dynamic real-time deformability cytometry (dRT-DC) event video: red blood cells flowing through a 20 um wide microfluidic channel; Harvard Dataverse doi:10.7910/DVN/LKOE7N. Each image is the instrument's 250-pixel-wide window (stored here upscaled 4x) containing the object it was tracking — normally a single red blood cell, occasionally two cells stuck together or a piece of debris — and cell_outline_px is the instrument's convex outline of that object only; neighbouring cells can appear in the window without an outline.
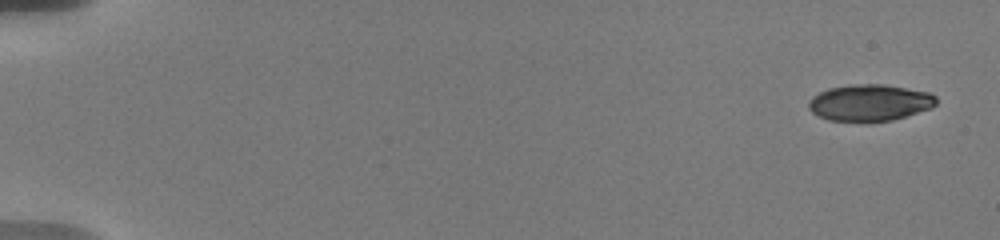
{"species": "human", "species_latin": "Homo sapiens", "temperature_condition": "warm", "stored_images_in_passage": 11, "camera_frame_rate_fps": 3000, "um_per_image_px": 0.085, "donor": {"sex": "male"}, "frame": {"image": 1, "passage_image": 1, "time_ms": 0.0, "image_size_px": [1000, 240], "cell_outline_px": [[936, 104], [932, 108], [892, 120], [828, 120], [812, 112], [808, 108], [808, 104], [812, 96], [828, 88], [848, 84], [884, 84], [928, 92], [936, 96]], "centroid_in_image_um": [73.93, 8.7], "position_along_channel_um": 11.1, "area_um2": 26.88}}
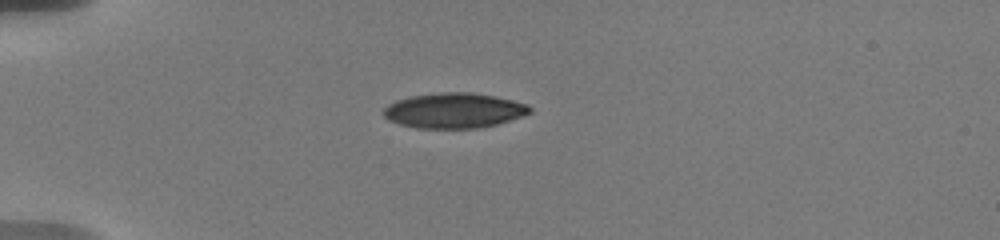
{"frame": {"image": 2, "passage_image": 7, "time_ms": 4.667, "image_size_px": [1000, 240], "cell_outline_px": [[532, 112], [524, 116], [496, 124], [476, 128], [416, 128], [400, 124], [388, 120], [384, 116], [384, 108], [388, 104], [396, 100], [412, 96], [444, 92], [472, 92], [512, 100], [528, 104], [532, 108]], "centroid_in_image_um": [38.61, 9.4], "position_along_channel_um": 46.4, "area_um2": 29.88}}
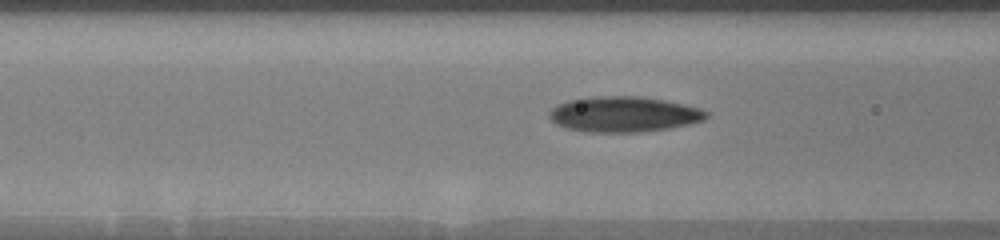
{"frame": {"image": 3, "passage_image": 10, "time_ms": 7.333, "image_size_px": [1000, 240], "cell_outline_px": [[708, 116], [704, 120], [692, 124], [668, 128], [640, 132], [584, 132], [568, 128], [556, 124], [548, 116], [548, 112], [556, 104], [568, 100], [592, 96], [640, 96], [664, 100], [684, 104], [700, 108], [708, 112]], "centroid_in_image_um": [53.01, 9.71], "position_along_channel_um": 113.6, "area_um2": 32.71}}